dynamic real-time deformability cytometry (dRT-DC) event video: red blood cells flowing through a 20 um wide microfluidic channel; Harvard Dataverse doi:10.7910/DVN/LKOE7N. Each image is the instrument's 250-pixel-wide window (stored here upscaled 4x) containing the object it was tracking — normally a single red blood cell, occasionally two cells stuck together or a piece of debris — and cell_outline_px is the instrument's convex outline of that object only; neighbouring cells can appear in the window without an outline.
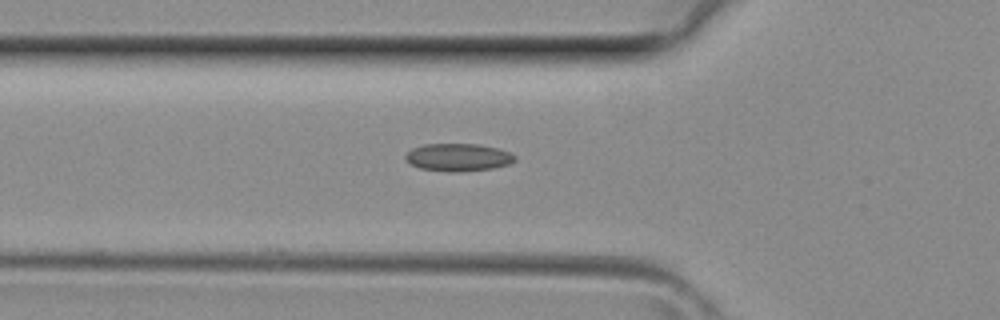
{"species": "common noctule bat (a hibernating species)", "species_latin": "Nyctalus noctula", "temperature_condition": "room temperature", "stored_images_in_passage": 24, "camera_frame_rate_fps": 3000, "um_per_image_px": 0.085, "animal": {"sex": "female", "body_mass_g": 29.2, "forearm_length_mm": 56.3}, "frame": {"image": 1, "passage_image": 3, "time_ms": 0.667, "image_size_px": [1000, 320], "cell_outline_px": [[516, 160], [508, 164], [492, 168], [460, 172], [448, 172], [420, 168], [412, 164], [404, 156], [412, 148], [424, 144], [476, 144], [496, 148], [508, 152], [516, 156]], "centroid_in_image_um": [38.94, 13.37], "position_along_channel_um": 86.9, "area_um2": 17.46}}
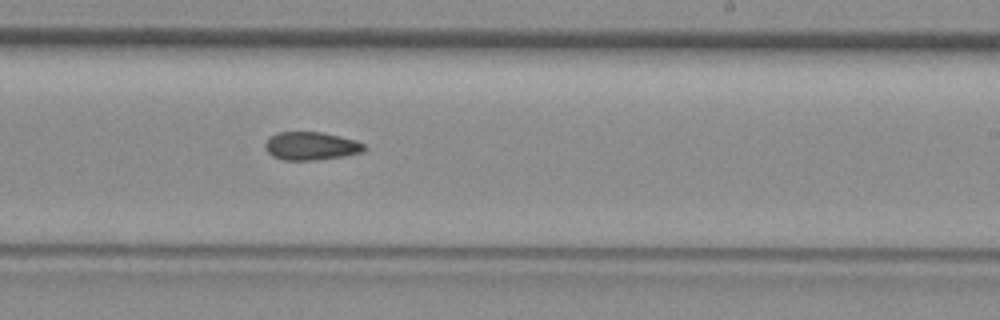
{"frame": {"image": 2, "passage_image": 13, "time_ms": 4.0, "image_size_px": [1000, 320], "cell_outline_px": [[368, 148], [364, 152], [344, 156], [312, 160], [284, 160], [272, 156], [264, 148], [264, 144], [276, 132], [320, 132], [356, 140], [364, 144]], "centroid_in_image_um": [26.46, 12.41], "position_along_channel_um": 262.5, "area_um2": 16.24}}
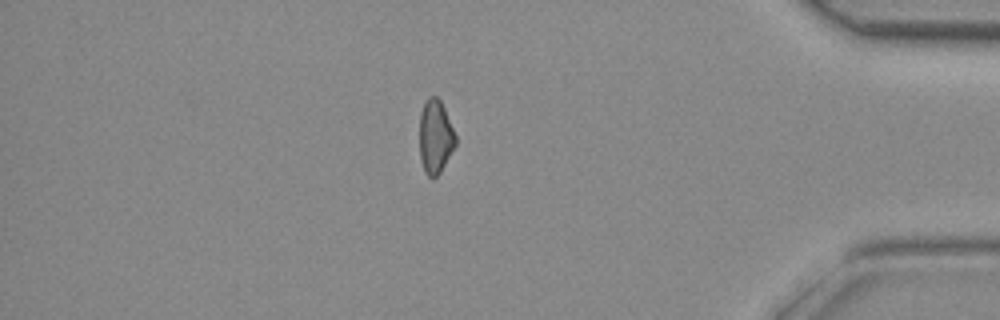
{"frame": {"image": 3, "passage_image": 23, "time_ms": 7.333, "image_size_px": [1000, 320], "cell_outline_px": [[456, 144], [440, 172], [432, 180], [424, 172], [420, 160], [420, 112], [424, 100], [428, 96], [436, 96], [440, 100], [444, 108], [456, 136]], "centroid_in_image_um": [36.98, 11.62], "position_along_channel_um": 398.2, "area_um2": 15.55}}